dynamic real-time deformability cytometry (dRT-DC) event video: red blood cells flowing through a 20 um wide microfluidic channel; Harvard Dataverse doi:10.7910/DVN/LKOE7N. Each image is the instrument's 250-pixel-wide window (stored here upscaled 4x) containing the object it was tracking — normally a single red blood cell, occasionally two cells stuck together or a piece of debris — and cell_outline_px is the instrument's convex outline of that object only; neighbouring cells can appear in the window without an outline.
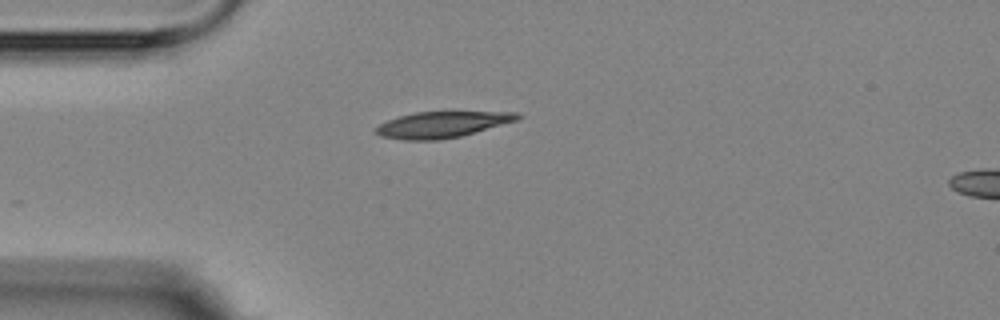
{"species": "Egyptian fruit bat (a non-hibernating species)", "species_latin": "Rousettus aegyptiacus", "temperature_condition": "room temperature", "stored_images_in_passage": 1, "camera_frame_rate_fps": 3000, "um_per_image_px": 0.085, "animal": {"sex": "female"}, "frame": {"image": 1, "passage_image": 1, "time_ms": 0.0, "image_size_px": [1000, 320], "cell_outline_px": [[524, 116], [516, 120], [460, 136], [440, 140], [404, 140], [380, 136], [376, 132], [376, 128], [380, 124], [388, 120], [400, 116], [416, 112], [516, 112]], "centroid_in_image_um": [37.56, 10.59], "position_along_channel_um": 47.4, "area_um2": 21.15}}